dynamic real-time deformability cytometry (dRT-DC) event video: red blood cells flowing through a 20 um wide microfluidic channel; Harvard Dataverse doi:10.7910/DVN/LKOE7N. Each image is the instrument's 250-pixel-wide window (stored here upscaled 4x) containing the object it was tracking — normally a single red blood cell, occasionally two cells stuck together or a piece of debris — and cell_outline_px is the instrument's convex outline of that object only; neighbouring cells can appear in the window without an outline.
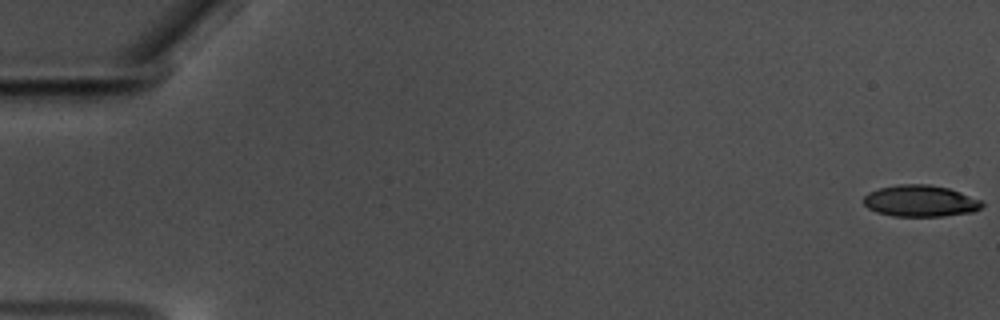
{"species": "common noctule bat (a hibernating species)", "species_latin": "Nyctalus noctula", "temperature_condition": "warm", "stored_images_in_passage": 54, "camera_frame_rate_fps": 3000, "um_per_image_px": 0.085, "animal": {"sex": "male", "body_mass_g": 17.5, "forearm_length_mm": 52.3}, "frame": {"image": 1, "passage_image": 1, "time_ms": 0.0, "image_size_px": [1000, 320], "cell_outline_px": [[984, 204], [980, 208], [972, 212], [944, 216], [892, 216], [876, 212], [868, 208], [860, 200], [868, 192], [880, 188], [900, 184], [928, 184], [948, 188], [984, 200]], "centroid_in_image_um": [78.22, 17.08], "position_along_channel_um": 6.8, "area_um2": 21.96}}
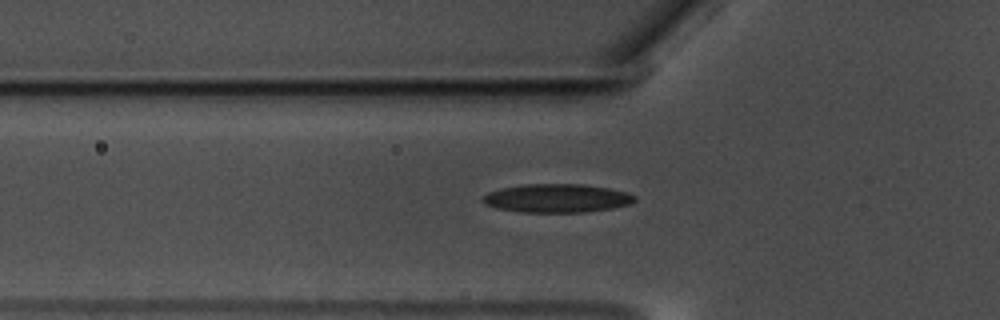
{"frame": {"image": 2, "passage_image": 21, "time_ms": 6.667, "image_size_px": [1000, 320], "cell_outline_px": [[636, 200], [632, 204], [612, 208], [584, 212], [520, 212], [496, 208], [484, 204], [480, 200], [488, 192], [500, 188], [524, 184], [584, 184], [608, 188], [628, 192], [636, 196]], "centroid_in_image_um": [47.34, 16.85], "position_along_channel_um": 78.5, "area_um2": 25.49}}
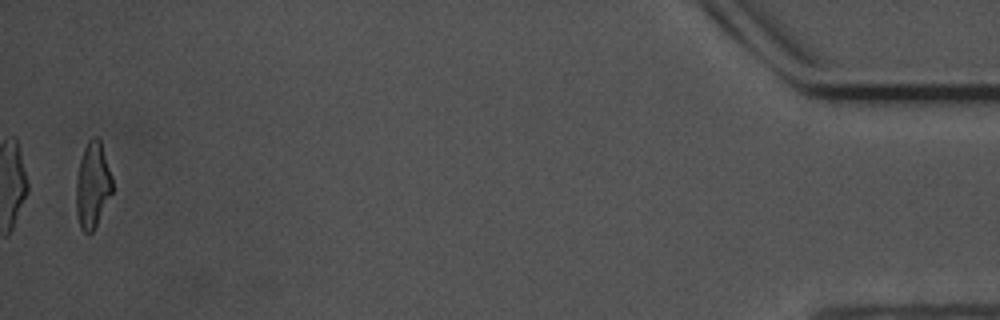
{"frame": {"image": 3, "passage_image": 53, "time_ms": 17.333, "image_size_px": [1000, 320], "cell_outline_px": [[112, 192], [92, 232], [88, 236], [80, 228], [76, 212], [76, 180], [80, 160], [84, 148], [88, 140], [92, 136], [96, 136], [100, 140], [112, 176]], "centroid_in_image_um": [7.85, 15.73], "position_along_channel_um": 427.3, "area_um2": 18.03}, "authors_computed_cell_mechanics": {"area_um2": 23.5246, "velocity_mm_per_s": 3.5536, "shape_relaxation_time_tau1_ms": 5.7289, "shape_relaxation_time_tau2_ms": 4.4284, "deformation_change_tau1": 0.1666, "deformation_change_tau2": 0.1524}}